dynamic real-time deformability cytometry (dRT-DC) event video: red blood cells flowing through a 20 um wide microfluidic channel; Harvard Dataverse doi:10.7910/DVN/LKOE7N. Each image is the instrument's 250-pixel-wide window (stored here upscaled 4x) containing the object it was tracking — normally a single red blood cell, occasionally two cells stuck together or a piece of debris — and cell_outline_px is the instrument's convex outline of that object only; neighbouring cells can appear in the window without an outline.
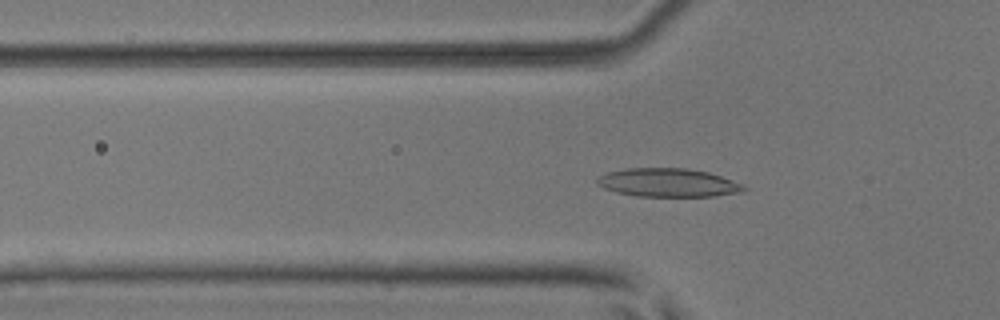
{"species": "common noctule bat (a hibernating species)", "species_latin": "Nyctalus noctula", "temperature_condition": "room temperature", "stored_images_in_passage": 38, "segment_of_instrument_passage": [1, 2], "camera_frame_rate_fps": 3000, "um_per_image_px": 0.085, "animal": {"sex": "male", "body_mass_g": 17.9, "forearm_length_mm": 54.2}, "frame": {"image": 1, "passage_image": 2, "time_ms": 0.333, "image_size_px": [1000, 320], "cell_outline_px": [[748, 188], [744, 192], [716, 196], [636, 196], [616, 192], [604, 188], [596, 184], [596, 180], [600, 176], [608, 172], [628, 168], [688, 168], [708, 172], [744, 184]], "centroid_in_image_um": [56.83, 15.53], "position_along_channel_um": 69.0, "area_um2": 24.45}}
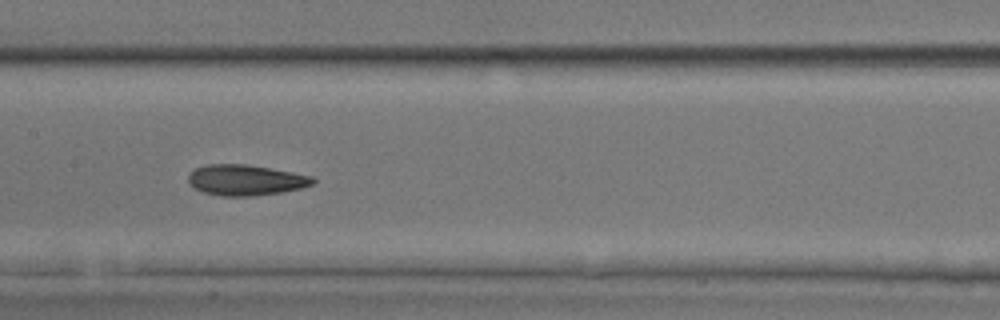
{"frame": {"image": 2, "passage_image": 11, "time_ms": 3.333, "image_size_px": [1000, 320], "cell_outline_px": [[316, 180], [312, 184], [300, 188], [280, 192], [252, 196], [220, 196], [200, 192], [188, 180], [188, 176], [196, 168], [208, 164], [244, 164], [292, 172], [312, 176]], "centroid_in_image_um": [20.86, 15.31], "position_along_channel_um": 186.5, "area_um2": 22.02}}
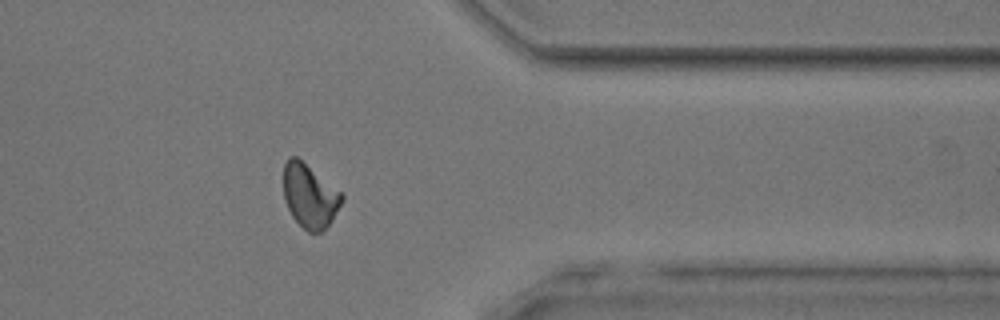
{"frame": {"image": 3, "passage_image": 27, "time_ms": 8.667, "image_size_px": [1000, 320], "cell_outline_px": [[344, 200], [332, 220], [320, 232], [308, 232], [292, 216], [284, 200], [284, 164], [288, 156], [296, 156], [340, 192], [344, 196]], "centroid_in_image_um": [26.31, 16.65], "position_along_channel_um": 385.1, "area_um2": 21.27}}